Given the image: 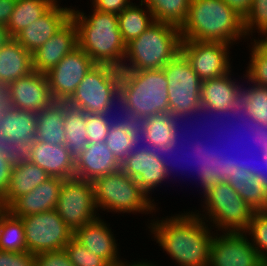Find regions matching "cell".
<instances>
[{
	"mask_svg": "<svg viewBox=\"0 0 267 266\" xmlns=\"http://www.w3.org/2000/svg\"><path fill=\"white\" fill-rule=\"evenodd\" d=\"M37 129L35 140L54 145L65 143V102L53 101L36 113Z\"/></svg>",
	"mask_w": 267,
	"mask_h": 266,
	"instance_id": "4dcf8cb0",
	"label": "cell"
},
{
	"mask_svg": "<svg viewBox=\"0 0 267 266\" xmlns=\"http://www.w3.org/2000/svg\"><path fill=\"white\" fill-rule=\"evenodd\" d=\"M3 210V207H2V203H1V200H0V212Z\"/></svg>",
	"mask_w": 267,
	"mask_h": 266,
	"instance_id": "91938a15",
	"label": "cell"
},
{
	"mask_svg": "<svg viewBox=\"0 0 267 266\" xmlns=\"http://www.w3.org/2000/svg\"><path fill=\"white\" fill-rule=\"evenodd\" d=\"M181 41L179 27L154 21L139 37L126 44L120 70L161 69L180 52Z\"/></svg>",
	"mask_w": 267,
	"mask_h": 266,
	"instance_id": "52a82bcc",
	"label": "cell"
},
{
	"mask_svg": "<svg viewBox=\"0 0 267 266\" xmlns=\"http://www.w3.org/2000/svg\"><path fill=\"white\" fill-rule=\"evenodd\" d=\"M163 71L168 81L169 113L179 120L192 116L201 105L202 81L181 52Z\"/></svg>",
	"mask_w": 267,
	"mask_h": 266,
	"instance_id": "8fae6325",
	"label": "cell"
},
{
	"mask_svg": "<svg viewBox=\"0 0 267 266\" xmlns=\"http://www.w3.org/2000/svg\"><path fill=\"white\" fill-rule=\"evenodd\" d=\"M65 146L76 160L88 145L86 130V113L69 106L65 102L64 115Z\"/></svg>",
	"mask_w": 267,
	"mask_h": 266,
	"instance_id": "d6a6232c",
	"label": "cell"
},
{
	"mask_svg": "<svg viewBox=\"0 0 267 266\" xmlns=\"http://www.w3.org/2000/svg\"><path fill=\"white\" fill-rule=\"evenodd\" d=\"M180 163L182 162L172 154L151 150L139 144L121 162V170L135 179L145 193L151 199L154 198L155 201V197H152V194L155 190L159 191L158 189L163 187L162 185L166 181L172 182L174 180L169 177H173L174 171L178 174V170L184 167V164L181 165ZM177 166H179L178 170Z\"/></svg>",
	"mask_w": 267,
	"mask_h": 266,
	"instance_id": "30bf717a",
	"label": "cell"
},
{
	"mask_svg": "<svg viewBox=\"0 0 267 266\" xmlns=\"http://www.w3.org/2000/svg\"><path fill=\"white\" fill-rule=\"evenodd\" d=\"M48 173L31 161L12 168L6 195L1 199L3 209H7L17 198L31 192L49 179Z\"/></svg>",
	"mask_w": 267,
	"mask_h": 266,
	"instance_id": "f1b7e54d",
	"label": "cell"
},
{
	"mask_svg": "<svg viewBox=\"0 0 267 266\" xmlns=\"http://www.w3.org/2000/svg\"><path fill=\"white\" fill-rule=\"evenodd\" d=\"M245 233L260 257L267 255V210L253 213Z\"/></svg>",
	"mask_w": 267,
	"mask_h": 266,
	"instance_id": "60d3db41",
	"label": "cell"
},
{
	"mask_svg": "<svg viewBox=\"0 0 267 266\" xmlns=\"http://www.w3.org/2000/svg\"><path fill=\"white\" fill-rule=\"evenodd\" d=\"M1 97L8 105L35 114L53 102L46 74L36 71L13 81L1 91Z\"/></svg>",
	"mask_w": 267,
	"mask_h": 266,
	"instance_id": "d6986e66",
	"label": "cell"
},
{
	"mask_svg": "<svg viewBox=\"0 0 267 266\" xmlns=\"http://www.w3.org/2000/svg\"><path fill=\"white\" fill-rule=\"evenodd\" d=\"M260 266H267V255L260 258Z\"/></svg>",
	"mask_w": 267,
	"mask_h": 266,
	"instance_id": "6f0895ef",
	"label": "cell"
},
{
	"mask_svg": "<svg viewBox=\"0 0 267 266\" xmlns=\"http://www.w3.org/2000/svg\"><path fill=\"white\" fill-rule=\"evenodd\" d=\"M54 3L51 0H16L10 20L6 26L14 38L29 24L44 15Z\"/></svg>",
	"mask_w": 267,
	"mask_h": 266,
	"instance_id": "836d02e7",
	"label": "cell"
},
{
	"mask_svg": "<svg viewBox=\"0 0 267 266\" xmlns=\"http://www.w3.org/2000/svg\"><path fill=\"white\" fill-rule=\"evenodd\" d=\"M12 37L9 35V31L6 26L0 25V48L9 42Z\"/></svg>",
	"mask_w": 267,
	"mask_h": 266,
	"instance_id": "11a10c76",
	"label": "cell"
},
{
	"mask_svg": "<svg viewBox=\"0 0 267 266\" xmlns=\"http://www.w3.org/2000/svg\"><path fill=\"white\" fill-rule=\"evenodd\" d=\"M121 163L106 146L105 141L88 143L75 160V177L93 182L96 178L113 174Z\"/></svg>",
	"mask_w": 267,
	"mask_h": 266,
	"instance_id": "603a6c76",
	"label": "cell"
},
{
	"mask_svg": "<svg viewBox=\"0 0 267 266\" xmlns=\"http://www.w3.org/2000/svg\"><path fill=\"white\" fill-rule=\"evenodd\" d=\"M37 115L0 101V136L12 142L35 141Z\"/></svg>",
	"mask_w": 267,
	"mask_h": 266,
	"instance_id": "4316f807",
	"label": "cell"
},
{
	"mask_svg": "<svg viewBox=\"0 0 267 266\" xmlns=\"http://www.w3.org/2000/svg\"><path fill=\"white\" fill-rule=\"evenodd\" d=\"M31 151L30 161L44 169L50 177L63 180L75 177V159L65 144L52 145L35 140Z\"/></svg>",
	"mask_w": 267,
	"mask_h": 266,
	"instance_id": "d4e9b609",
	"label": "cell"
},
{
	"mask_svg": "<svg viewBox=\"0 0 267 266\" xmlns=\"http://www.w3.org/2000/svg\"><path fill=\"white\" fill-rule=\"evenodd\" d=\"M90 7L102 12L118 15L127 8L134 0H89Z\"/></svg>",
	"mask_w": 267,
	"mask_h": 266,
	"instance_id": "681fc988",
	"label": "cell"
},
{
	"mask_svg": "<svg viewBox=\"0 0 267 266\" xmlns=\"http://www.w3.org/2000/svg\"><path fill=\"white\" fill-rule=\"evenodd\" d=\"M95 203L100 213L122 215L145 214L154 216L160 207L121 169L113 174L96 178L93 182ZM101 210V211H100ZM104 211V212H103ZM151 214V215H150Z\"/></svg>",
	"mask_w": 267,
	"mask_h": 266,
	"instance_id": "ba28073f",
	"label": "cell"
},
{
	"mask_svg": "<svg viewBox=\"0 0 267 266\" xmlns=\"http://www.w3.org/2000/svg\"><path fill=\"white\" fill-rule=\"evenodd\" d=\"M210 168L243 199V186L250 178L254 177L250 172L241 170L232 159L218 161Z\"/></svg>",
	"mask_w": 267,
	"mask_h": 266,
	"instance_id": "ab89813d",
	"label": "cell"
},
{
	"mask_svg": "<svg viewBox=\"0 0 267 266\" xmlns=\"http://www.w3.org/2000/svg\"><path fill=\"white\" fill-rule=\"evenodd\" d=\"M103 217V218H102ZM100 215L74 232L73 237L93 254L105 259L111 266L122 259L120 243L114 229ZM113 231V232H112Z\"/></svg>",
	"mask_w": 267,
	"mask_h": 266,
	"instance_id": "ffe728a7",
	"label": "cell"
},
{
	"mask_svg": "<svg viewBox=\"0 0 267 266\" xmlns=\"http://www.w3.org/2000/svg\"><path fill=\"white\" fill-rule=\"evenodd\" d=\"M195 117H196V119H195ZM199 119L200 120L203 119V120L200 121ZM196 120L200 124L197 123ZM236 120L237 119H236V117H234V110L232 108H230V109H223V110H215V109H211V108L205 107L203 105H200L194 111V114L192 116H189L187 118H184V119H181L180 120V148H181V150L183 151V153H185L186 155H188L189 159L193 160L204 149V147L206 146V144L208 142V136L210 138V136H212V134L215 132V130L217 128H219L221 125H228L229 123H235ZM193 121L196 122L195 124L196 125L198 124V126H200V128L198 126H195V124L193 123ZM203 121H204V123H203ZM191 124H193V125H191ZM206 124H207V126H204ZM188 126H190L191 128L188 127ZM202 127L203 128L205 127L206 129L205 128L202 129ZM192 128H193V131L190 134L189 131ZM207 128H209L210 130L209 129L207 130ZM194 130L196 131V133H195ZM201 130H202V132H201ZM205 130H207V132ZM186 131H188V132H186ZM199 131L201 133H203V134H201ZM204 132H205V134H204ZM192 133L194 135H192ZM207 133H208V135H207ZM188 134H190V137H191L192 140L190 139V137L188 138V136H189ZM204 135L207 136V137H204ZM197 136H199L200 138H198ZM194 139H195V141H194ZM186 144H187V147H186Z\"/></svg>",
	"mask_w": 267,
	"mask_h": 266,
	"instance_id": "e0dca14e",
	"label": "cell"
},
{
	"mask_svg": "<svg viewBox=\"0 0 267 266\" xmlns=\"http://www.w3.org/2000/svg\"><path fill=\"white\" fill-rule=\"evenodd\" d=\"M31 142H12L0 136V151L11 166H18L31 159Z\"/></svg>",
	"mask_w": 267,
	"mask_h": 266,
	"instance_id": "f6af8a7d",
	"label": "cell"
},
{
	"mask_svg": "<svg viewBox=\"0 0 267 266\" xmlns=\"http://www.w3.org/2000/svg\"><path fill=\"white\" fill-rule=\"evenodd\" d=\"M105 143L121 163L140 144L138 124L118 116L108 129Z\"/></svg>",
	"mask_w": 267,
	"mask_h": 266,
	"instance_id": "f546056e",
	"label": "cell"
},
{
	"mask_svg": "<svg viewBox=\"0 0 267 266\" xmlns=\"http://www.w3.org/2000/svg\"><path fill=\"white\" fill-rule=\"evenodd\" d=\"M77 47V28L73 20L70 19L46 43L32 53L33 71L48 73L65 55Z\"/></svg>",
	"mask_w": 267,
	"mask_h": 266,
	"instance_id": "7402d4cb",
	"label": "cell"
},
{
	"mask_svg": "<svg viewBox=\"0 0 267 266\" xmlns=\"http://www.w3.org/2000/svg\"><path fill=\"white\" fill-rule=\"evenodd\" d=\"M183 212V213H182ZM155 216V218H154ZM145 219L146 229L155 245L163 250L174 266H209L210 248L215 231L192 208L165 217ZM148 227V228H147ZM150 233V234H149Z\"/></svg>",
	"mask_w": 267,
	"mask_h": 266,
	"instance_id": "6da1fadb",
	"label": "cell"
},
{
	"mask_svg": "<svg viewBox=\"0 0 267 266\" xmlns=\"http://www.w3.org/2000/svg\"><path fill=\"white\" fill-rule=\"evenodd\" d=\"M16 0H0V25L7 26Z\"/></svg>",
	"mask_w": 267,
	"mask_h": 266,
	"instance_id": "816d5d0a",
	"label": "cell"
},
{
	"mask_svg": "<svg viewBox=\"0 0 267 266\" xmlns=\"http://www.w3.org/2000/svg\"><path fill=\"white\" fill-rule=\"evenodd\" d=\"M96 64L79 47L75 48L48 73L49 91L53 101L67 102L77 86Z\"/></svg>",
	"mask_w": 267,
	"mask_h": 266,
	"instance_id": "2e32d148",
	"label": "cell"
},
{
	"mask_svg": "<svg viewBox=\"0 0 267 266\" xmlns=\"http://www.w3.org/2000/svg\"><path fill=\"white\" fill-rule=\"evenodd\" d=\"M232 47L223 42L182 40L180 52L200 80L205 81L224 76L235 68L231 61Z\"/></svg>",
	"mask_w": 267,
	"mask_h": 266,
	"instance_id": "5bb4252c",
	"label": "cell"
},
{
	"mask_svg": "<svg viewBox=\"0 0 267 266\" xmlns=\"http://www.w3.org/2000/svg\"><path fill=\"white\" fill-rule=\"evenodd\" d=\"M74 6L71 19L77 28L78 47L95 64L111 65L121 69L126 54V43L122 39L118 16L93 8L85 12ZM88 13V14H86Z\"/></svg>",
	"mask_w": 267,
	"mask_h": 266,
	"instance_id": "277c9868",
	"label": "cell"
},
{
	"mask_svg": "<svg viewBox=\"0 0 267 266\" xmlns=\"http://www.w3.org/2000/svg\"><path fill=\"white\" fill-rule=\"evenodd\" d=\"M121 70L96 64L66 102L88 114L118 115Z\"/></svg>",
	"mask_w": 267,
	"mask_h": 266,
	"instance_id": "9c48e42d",
	"label": "cell"
},
{
	"mask_svg": "<svg viewBox=\"0 0 267 266\" xmlns=\"http://www.w3.org/2000/svg\"><path fill=\"white\" fill-rule=\"evenodd\" d=\"M119 115L86 113V130L88 143H99L106 140L108 129Z\"/></svg>",
	"mask_w": 267,
	"mask_h": 266,
	"instance_id": "ee69618b",
	"label": "cell"
},
{
	"mask_svg": "<svg viewBox=\"0 0 267 266\" xmlns=\"http://www.w3.org/2000/svg\"><path fill=\"white\" fill-rule=\"evenodd\" d=\"M139 140L151 150L172 154L191 168V159L180 148V120L169 114L150 116L138 123ZM185 155V156H184ZM183 160H182V159ZM189 160V161H188Z\"/></svg>",
	"mask_w": 267,
	"mask_h": 266,
	"instance_id": "9a60e30c",
	"label": "cell"
},
{
	"mask_svg": "<svg viewBox=\"0 0 267 266\" xmlns=\"http://www.w3.org/2000/svg\"><path fill=\"white\" fill-rule=\"evenodd\" d=\"M72 8V4L70 6L54 4L39 19L19 32L14 39L28 52L34 53L71 19Z\"/></svg>",
	"mask_w": 267,
	"mask_h": 266,
	"instance_id": "44dd1931",
	"label": "cell"
},
{
	"mask_svg": "<svg viewBox=\"0 0 267 266\" xmlns=\"http://www.w3.org/2000/svg\"><path fill=\"white\" fill-rule=\"evenodd\" d=\"M243 23L247 40H257L267 35V0H253Z\"/></svg>",
	"mask_w": 267,
	"mask_h": 266,
	"instance_id": "f35d334b",
	"label": "cell"
},
{
	"mask_svg": "<svg viewBox=\"0 0 267 266\" xmlns=\"http://www.w3.org/2000/svg\"><path fill=\"white\" fill-rule=\"evenodd\" d=\"M247 41L249 61L243 71L245 78L258 86L267 87V49L258 41ZM249 45V46H248Z\"/></svg>",
	"mask_w": 267,
	"mask_h": 266,
	"instance_id": "8d00e7d4",
	"label": "cell"
},
{
	"mask_svg": "<svg viewBox=\"0 0 267 266\" xmlns=\"http://www.w3.org/2000/svg\"><path fill=\"white\" fill-rule=\"evenodd\" d=\"M35 266H74L63 250L43 252L35 255Z\"/></svg>",
	"mask_w": 267,
	"mask_h": 266,
	"instance_id": "c3c4849f",
	"label": "cell"
},
{
	"mask_svg": "<svg viewBox=\"0 0 267 266\" xmlns=\"http://www.w3.org/2000/svg\"><path fill=\"white\" fill-rule=\"evenodd\" d=\"M234 73V69H232L224 76L202 81L201 105L215 110H223L232 108L241 100L245 74L242 73L240 77V75L235 76ZM234 76L239 78L236 79Z\"/></svg>",
	"mask_w": 267,
	"mask_h": 266,
	"instance_id": "cb8c5ba5",
	"label": "cell"
},
{
	"mask_svg": "<svg viewBox=\"0 0 267 266\" xmlns=\"http://www.w3.org/2000/svg\"><path fill=\"white\" fill-rule=\"evenodd\" d=\"M55 210L73 232L98 218L101 214L96 207L93 183L77 177L65 179Z\"/></svg>",
	"mask_w": 267,
	"mask_h": 266,
	"instance_id": "7c38bea8",
	"label": "cell"
},
{
	"mask_svg": "<svg viewBox=\"0 0 267 266\" xmlns=\"http://www.w3.org/2000/svg\"><path fill=\"white\" fill-rule=\"evenodd\" d=\"M54 4H61V0H51Z\"/></svg>",
	"mask_w": 267,
	"mask_h": 266,
	"instance_id": "680465c9",
	"label": "cell"
},
{
	"mask_svg": "<svg viewBox=\"0 0 267 266\" xmlns=\"http://www.w3.org/2000/svg\"><path fill=\"white\" fill-rule=\"evenodd\" d=\"M0 266H35V255L29 252L0 250Z\"/></svg>",
	"mask_w": 267,
	"mask_h": 266,
	"instance_id": "7dc6e473",
	"label": "cell"
},
{
	"mask_svg": "<svg viewBox=\"0 0 267 266\" xmlns=\"http://www.w3.org/2000/svg\"><path fill=\"white\" fill-rule=\"evenodd\" d=\"M63 179L50 177L31 192L17 198L7 209L17 217L34 215L56 208Z\"/></svg>",
	"mask_w": 267,
	"mask_h": 266,
	"instance_id": "484cf974",
	"label": "cell"
},
{
	"mask_svg": "<svg viewBox=\"0 0 267 266\" xmlns=\"http://www.w3.org/2000/svg\"><path fill=\"white\" fill-rule=\"evenodd\" d=\"M228 6L234 9L243 18L251 8L253 0H223Z\"/></svg>",
	"mask_w": 267,
	"mask_h": 266,
	"instance_id": "f5cc1de1",
	"label": "cell"
},
{
	"mask_svg": "<svg viewBox=\"0 0 267 266\" xmlns=\"http://www.w3.org/2000/svg\"><path fill=\"white\" fill-rule=\"evenodd\" d=\"M243 200L254 211L267 210V178H250L243 186Z\"/></svg>",
	"mask_w": 267,
	"mask_h": 266,
	"instance_id": "b9f144b4",
	"label": "cell"
},
{
	"mask_svg": "<svg viewBox=\"0 0 267 266\" xmlns=\"http://www.w3.org/2000/svg\"><path fill=\"white\" fill-rule=\"evenodd\" d=\"M190 169L199 181L200 207L193 209L216 232H245L255 212L238 193L210 167ZM201 191V192H200Z\"/></svg>",
	"mask_w": 267,
	"mask_h": 266,
	"instance_id": "7a4b0ae2",
	"label": "cell"
},
{
	"mask_svg": "<svg viewBox=\"0 0 267 266\" xmlns=\"http://www.w3.org/2000/svg\"><path fill=\"white\" fill-rule=\"evenodd\" d=\"M169 114L168 81L163 68L121 71L118 115L134 123Z\"/></svg>",
	"mask_w": 267,
	"mask_h": 266,
	"instance_id": "5b68a950",
	"label": "cell"
},
{
	"mask_svg": "<svg viewBox=\"0 0 267 266\" xmlns=\"http://www.w3.org/2000/svg\"><path fill=\"white\" fill-rule=\"evenodd\" d=\"M135 258L133 260H127L126 258H122L119 262H117L115 264V266H160L161 263H155L156 261H151L150 258H149V261L148 259H136V261H134Z\"/></svg>",
	"mask_w": 267,
	"mask_h": 266,
	"instance_id": "db71d44e",
	"label": "cell"
},
{
	"mask_svg": "<svg viewBox=\"0 0 267 266\" xmlns=\"http://www.w3.org/2000/svg\"><path fill=\"white\" fill-rule=\"evenodd\" d=\"M257 40L267 49V35H264Z\"/></svg>",
	"mask_w": 267,
	"mask_h": 266,
	"instance_id": "9f6ffc18",
	"label": "cell"
},
{
	"mask_svg": "<svg viewBox=\"0 0 267 266\" xmlns=\"http://www.w3.org/2000/svg\"><path fill=\"white\" fill-rule=\"evenodd\" d=\"M241 99L255 120L267 124V87L255 85L244 78Z\"/></svg>",
	"mask_w": 267,
	"mask_h": 266,
	"instance_id": "74e56055",
	"label": "cell"
},
{
	"mask_svg": "<svg viewBox=\"0 0 267 266\" xmlns=\"http://www.w3.org/2000/svg\"><path fill=\"white\" fill-rule=\"evenodd\" d=\"M12 168L5 158V153L0 151V200L8 190Z\"/></svg>",
	"mask_w": 267,
	"mask_h": 266,
	"instance_id": "f907efd6",
	"label": "cell"
},
{
	"mask_svg": "<svg viewBox=\"0 0 267 266\" xmlns=\"http://www.w3.org/2000/svg\"><path fill=\"white\" fill-rule=\"evenodd\" d=\"M151 11L154 21L179 28L186 22L191 0H141Z\"/></svg>",
	"mask_w": 267,
	"mask_h": 266,
	"instance_id": "d590c367",
	"label": "cell"
},
{
	"mask_svg": "<svg viewBox=\"0 0 267 266\" xmlns=\"http://www.w3.org/2000/svg\"><path fill=\"white\" fill-rule=\"evenodd\" d=\"M232 160L241 170L250 172L254 177L267 178V157L262 153L247 151L239 153Z\"/></svg>",
	"mask_w": 267,
	"mask_h": 266,
	"instance_id": "bcb514c9",
	"label": "cell"
},
{
	"mask_svg": "<svg viewBox=\"0 0 267 266\" xmlns=\"http://www.w3.org/2000/svg\"><path fill=\"white\" fill-rule=\"evenodd\" d=\"M0 250L28 252L22 218L14 216L8 209L0 212Z\"/></svg>",
	"mask_w": 267,
	"mask_h": 266,
	"instance_id": "e575fe53",
	"label": "cell"
},
{
	"mask_svg": "<svg viewBox=\"0 0 267 266\" xmlns=\"http://www.w3.org/2000/svg\"><path fill=\"white\" fill-rule=\"evenodd\" d=\"M232 109L236 122L221 125L215 130L204 149L191 161V168L200 165L211 167L218 161L233 159L247 151L267 157V124L255 120L242 99Z\"/></svg>",
	"mask_w": 267,
	"mask_h": 266,
	"instance_id": "3957f363",
	"label": "cell"
},
{
	"mask_svg": "<svg viewBox=\"0 0 267 266\" xmlns=\"http://www.w3.org/2000/svg\"><path fill=\"white\" fill-rule=\"evenodd\" d=\"M180 33L182 40L223 42L232 46L248 41L243 17L223 0H191Z\"/></svg>",
	"mask_w": 267,
	"mask_h": 266,
	"instance_id": "8992f818",
	"label": "cell"
},
{
	"mask_svg": "<svg viewBox=\"0 0 267 266\" xmlns=\"http://www.w3.org/2000/svg\"><path fill=\"white\" fill-rule=\"evenodd\" d=\"M260 255L245 232H215L209 266H260Z\"/></svg>",
	"mask_w": 267,
	"mask_h": 266,
	"instance_id": "ac0fdd59",
	"label": "cell"
},
{
	"mask_svg": "<svg viewBox=\"0 0 267 266\" xmlns=\"http://www.w3.org/2000/svg\"><path fill=\"white\" fill-rule=\"evenodd\" d=\"M117 16L119 30L126 44L139 37L154 22L151 11L141 0L132 2Z\"/></svg>",
	"mask_w": 267,
	"mask_h": 266,
	"instance_id": "1f68e13d",
	"label": "cell"
},
{
	"mask_svg": "<svg viewBox=\"0 0 267 266\" xmlns=\"http://www.w3.org/2000/svg\"><path fill=\"white\" fill-rule=\"evenodd\" d=\"M64 251L74 266H111L105 259L90 252L74 237L65 245Z\"/></svg>",
	"mask_w": 267,
	"mask_h": 266,
	"instance_id": "7bdbcfd3",
	"label": "cell"
},
{
	"mask_svg": "<svg viewBox=\"0 0 267 266\" xmlns=\"http://www.w3.org/2000/svg\"><path fill=\"white\" fill-rule=\"evenodd\" d=\"M22 218L28 252L34 255L63 250L74 232L55 209Z\"/></svg>",
	"mask_w": 267,
	"mask_h": 266,
	"instance_id": "4fadbf2b",
	"label": "cell"
},
{
	"mask_svg": "<svg viewBox=\"0 0 267 266\" xmlns=\"http://www.w3.org/2000/svg\"><path fill=\"white\" fill-rule=\"evenodd\" d=\"M32 71V54L14 38L0 48V91Z\"/></svg>",
	"mask_w": 267,
	"mask_h": 266,
	"instance_id": "83f0119b",
	"label": "cell"
}]
</instances>
